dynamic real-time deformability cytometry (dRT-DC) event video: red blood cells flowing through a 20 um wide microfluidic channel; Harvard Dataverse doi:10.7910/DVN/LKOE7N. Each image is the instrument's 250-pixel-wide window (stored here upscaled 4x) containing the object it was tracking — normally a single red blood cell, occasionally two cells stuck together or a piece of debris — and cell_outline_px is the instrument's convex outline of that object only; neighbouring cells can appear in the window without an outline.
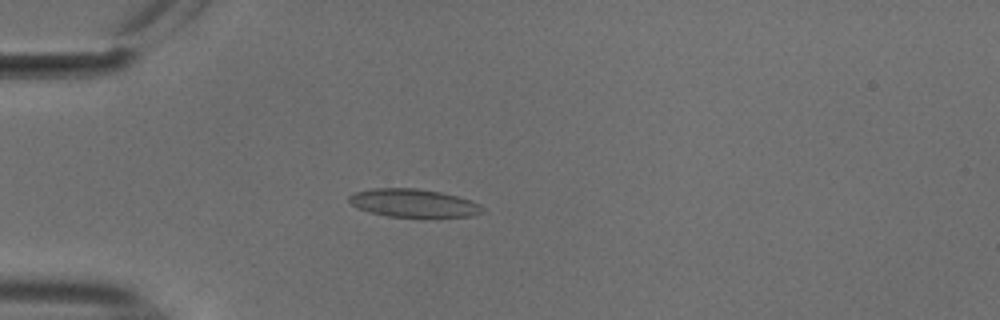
{"species": "common noctule bat (a hibernating species)", "species_latin": "Nyctalus noctula", "temperature_condition": "cold", "stored_images_in_passage": 55, "camera_frame_rate_fps": 3000, "um_per_image_px": 0.085, "animal": {"sex": "male", "body_mass_g": 18.8}, "frame": {"image": 1, "passage_image": 16, "time_ms": 5.0, "image_size_px": [1000, 320], "cell_outline_px": [[484, 212], [472, 216], [388, 216], [356, 208], [348, 200], [348, 196], [356, 192], [372, 188], [416, 188], [440, 192], [456, 196], [480, 204], [484, 208]], "centroid_in_image_um": [35.12, 17.25], "position_along_channel_um": 49.9, "area_um2": 21.5}}
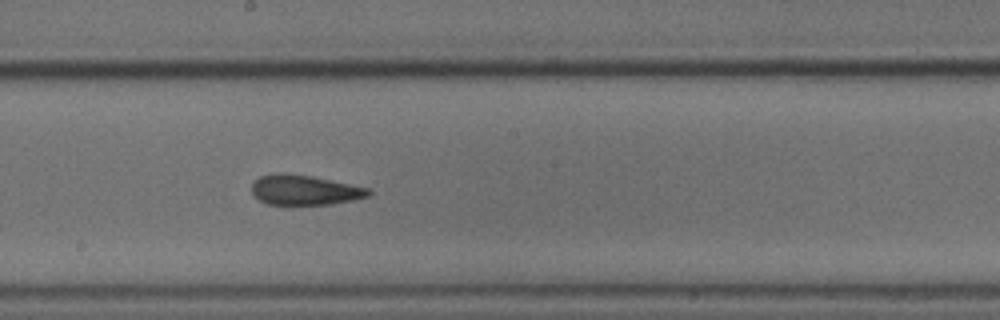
{"frame": {"image": 2, "passage_image": 31, "time_ms": 10.0, "image_size_px": [1000, 320], "cell_outline_px": [[372, 192], [368, 196], [352, 200], [328, 204], [268, 204], [260, 200], [252, 192], [252, 184], [260, 176], [276, 172], [284, 172], [312, 176], [372, 188]], "centroid_in_image_um": [25.92, 16.13], "position_along_channel_um": 222.3, "area_um2": 20.4}}
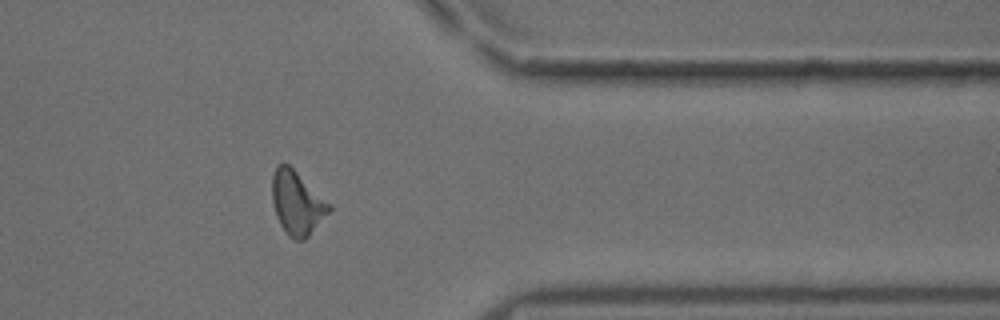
{"frame": {"image": 3, "passage_image": 45, "time_ms": 14.667, "image_size_px": [1000, 320], "cell_outline_px": [[332, 208], [308, 236], [304, 240], [296, 240], [288, 236], [280, 224], [276, 216], [272, 200], [272, 176], [276, 168], [280, 164], [288, 164], [332, 204]], "centroid_in_image_um": [25.25, 17.25], "position_along_channel_um": 386.2, "area_um2": 20.92}, "authors_computed_cell_mechanics": {"area_um2": 20.8658, "velocity_mm_per_s": 3.7459, "shape_relaxation_time_tau1_ms": null, "shape_relaxation_time_tau2_ms": 2.423, "deformation_change_tau1": null, "deformation_change_tau2": 0.0907}}